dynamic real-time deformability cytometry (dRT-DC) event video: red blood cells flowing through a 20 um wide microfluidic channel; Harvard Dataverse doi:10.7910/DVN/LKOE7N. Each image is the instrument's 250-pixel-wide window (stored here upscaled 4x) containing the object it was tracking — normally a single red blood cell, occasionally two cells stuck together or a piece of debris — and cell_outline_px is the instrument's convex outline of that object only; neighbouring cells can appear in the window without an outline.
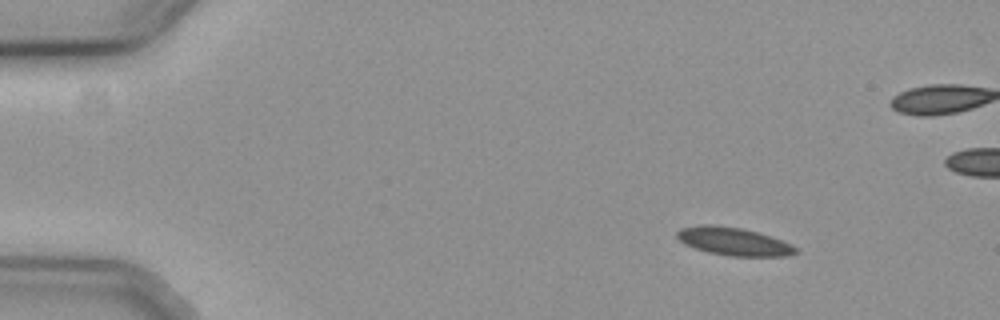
{"species": "common noctule bat (a hibernating species)", "species_latin": "Nyctalus noctula", "temperature_condition": "cold", "stored_images_in_passage": 12, "camera_frame_rate_fps": 3000, "um_per_image_px": 0.085, "animal": {"sex": "female", "body_mass_g": 19.3, "forearm_length_mm": 54.1}, "frame": {"image": 1, "passage_image": 1, "time_ms": 0.0, "image_size_px": [1000, 320], "cell_outline_px": [[796, 252], [784, 256], [728, 256], [708, 252], [684, 244], [676, 236], [676, 232], [680, 228], [704, 224], [712, 224], [740, 228], [772, 236], [792, 244], [796, 248]], "centroid_in_image_um": [62.33, 20.51], "position_along_channel_um": 22.7, "area_um2": 19.25}}